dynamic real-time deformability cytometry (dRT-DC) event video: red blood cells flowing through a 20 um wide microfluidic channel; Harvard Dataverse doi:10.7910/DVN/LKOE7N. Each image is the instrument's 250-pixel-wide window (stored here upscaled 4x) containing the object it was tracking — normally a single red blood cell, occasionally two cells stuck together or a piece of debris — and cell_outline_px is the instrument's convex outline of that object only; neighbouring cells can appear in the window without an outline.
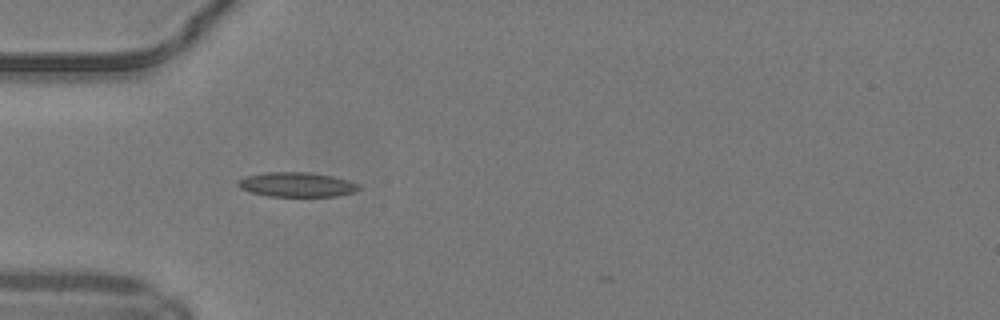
{"species": "common noctule bat (a hibernating species)", "species_latin": "Nyctalus noctula", "temperature_condition": "warm", "stored_images_in_passage": 7, "camera_frame_rate_fps": 3000, "um_per_image_px": 0.085, "animal": {"sex": "male", "body_mass_g": 19.2, "forearm_length_mm": 51.8}, "frame": {"image": 1, "passage_image": 3, "time_ms": 0.667, "image_size_px": [1000, 320], "cell_outline_px": [[360, 188], [352, 192], [336, 196], [268, 196], [248, 192], [240, 188], [236, 184], [236, 180], [244, 176], [264, 172], [308, 172], [332, 176], [348, 180], [360, 184]], "centroid_in_image_um": [25.15, 15.68], "position_along_channel_um": 59.8, "area_um2": 17.46}}
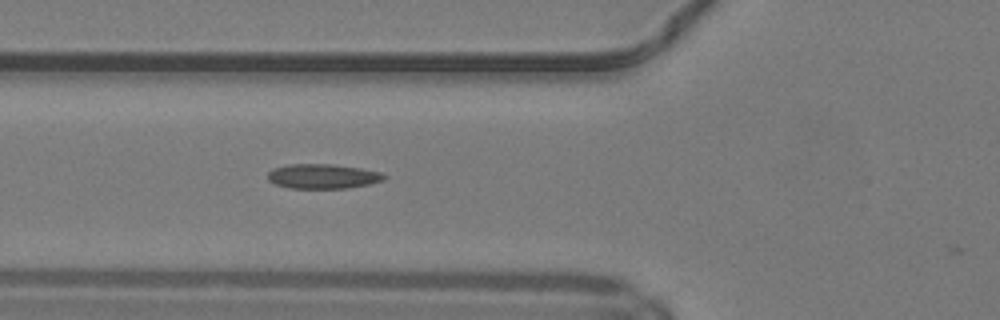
{"frame": {"image": 2, "passage_image": 6, "time_ms": 1.667, "image_size_px": [1000, 320], "cell_outline_px": [[388, 176], [384, 180], [368, 184], [348, 188], [288, 188], [276, 184], [268, 180], [268, 172], [272, 168], [288, 164], [332, 164], [360, 168], [380, 172]], "centroid_in_image_um": [27.43, 14.98], "position_along_channel_um": 98.4, "area_um2": 16.76}}